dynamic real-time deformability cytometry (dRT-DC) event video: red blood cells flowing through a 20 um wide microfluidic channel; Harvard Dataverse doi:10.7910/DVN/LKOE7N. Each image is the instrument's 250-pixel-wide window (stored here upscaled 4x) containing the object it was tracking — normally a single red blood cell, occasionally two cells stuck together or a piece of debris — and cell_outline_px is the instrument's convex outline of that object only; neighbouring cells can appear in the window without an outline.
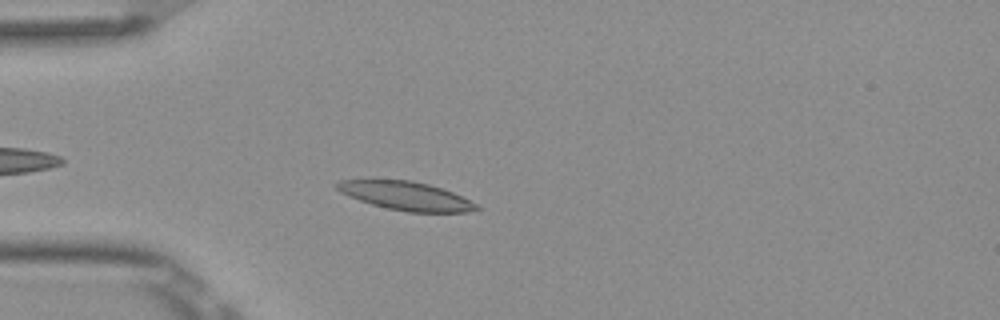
{"species": "Egyptian fruit bat (a non-hibernating species)", "species_latin": "Rousettus aegyptiacus", "temperature_condition": "room temperature", "stored_images_in_passage": 51, "camera_frame_rate_fps": 3000, "um_per_image_px": 0.085, "frame": {"image": 1, "passage_image": 13, "time_ms": 4.0, "image_size_px": [1000, 320], "cell_outline_px": [[480, 208], [468, 212], [408, 212], [388, 208], [372, 204], [348, 196], [340, 192], [332, 184], [336, 180], [376, 176], [412, 180], [428, 184], [452, 192], [476, 204]], "centroid_in_image_um": [34.32, 16.57], "position_along_channel_um": 50.7, "area_um2": 24.1}}
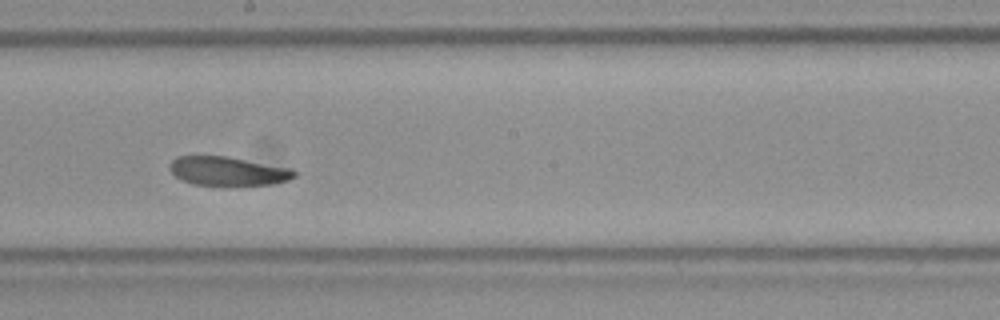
{"frame": {"image": 2, "passage_image": 28, "time_ms": 9.0, "image_size_px": [1000, 320], "cell_outline_px": [[296, 176], [288, 180], [272, 184], [228, 188], [192, 184], [176, 176], [168, 168], [172, 160], [176, 156], [228, 156], [292, 168], [296, 172]], "centroid_in_image_um": [19.4, 14.58], "position_along_channel_um": 228.8, "area_um2": 21.85}}
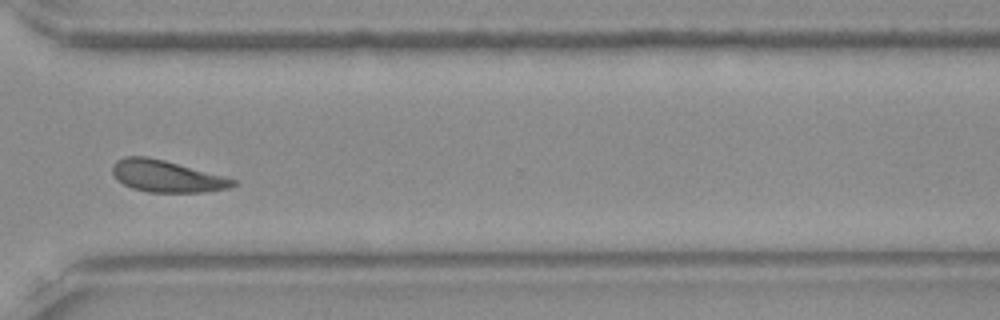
{"frame": {"image": 3, "passage_image": 38, "time_ms": 12.333, "image_size_px": [1000, 320], "cell_outline_px": [[240, 184], [228, 188], [204, 192], [148, 192], [132, 188], [124, 184], [112, 172], [112, 164], [116, 160], [124, 156], [148, 156], [164, 160], [224, 176], [236, 180]], "centroid_in_image_um": [14.18, 14.97], "position_along_channel_um": 356.4, "area_um2": 22.25}, "authors_computed_cell_mechanics": {"area_um2": 22.3686, "velocity_mm_per_s": 3.821, "shape_relaxation_time_tau1_ms": 3.8853, "shape_relaxation_time_tau2_ms": 4.5703, "deformation_change_tau1": 0.1029, "deformation_change_tau2": 0.0903}}